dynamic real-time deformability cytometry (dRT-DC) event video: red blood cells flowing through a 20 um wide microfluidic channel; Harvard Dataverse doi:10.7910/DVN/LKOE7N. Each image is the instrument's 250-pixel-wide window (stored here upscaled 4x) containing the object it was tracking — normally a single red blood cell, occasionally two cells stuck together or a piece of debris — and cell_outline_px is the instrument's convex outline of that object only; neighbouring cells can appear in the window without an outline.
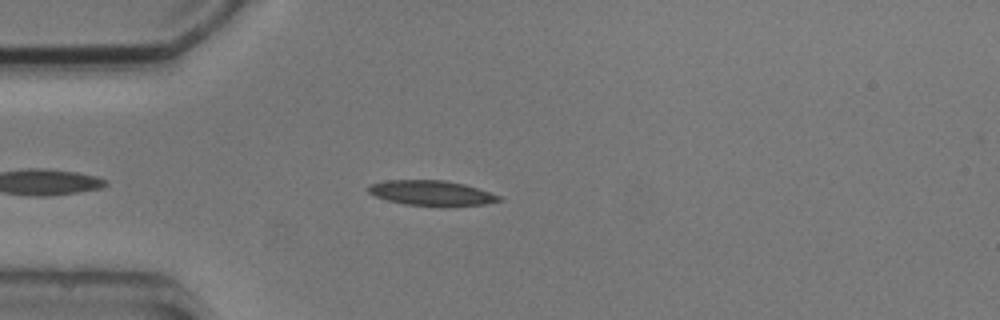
{"species": "common noctule bat (a hibernating species)", "species_latin": "Nyctalus noctula", "temperature_condition": "cold", "stored_images_in_passage": 4, "camera_frame_rate_fps": 3000, "um_per_image_px": 0.085, "animal": {"sex": "male", "body_mass_g": 20.5, "forearm_length_mm": 52.5}, "frame": {"image": 1, "passage_image": 4, "time_ms": 3.333, "image_size_px": [1000, 320], "cell_outline_px": [[504, 200], [484, 204], [444, 208], [404, 204], [388, 200], [376, 196], [368, 192], [368, 184], [388, 180], [444, 180], [464, 184], [500, 196]], "centroid_in_image_um": [36.69, 16.43], "position_along_channel_um": 48.3, "area_um2": 19.42}}